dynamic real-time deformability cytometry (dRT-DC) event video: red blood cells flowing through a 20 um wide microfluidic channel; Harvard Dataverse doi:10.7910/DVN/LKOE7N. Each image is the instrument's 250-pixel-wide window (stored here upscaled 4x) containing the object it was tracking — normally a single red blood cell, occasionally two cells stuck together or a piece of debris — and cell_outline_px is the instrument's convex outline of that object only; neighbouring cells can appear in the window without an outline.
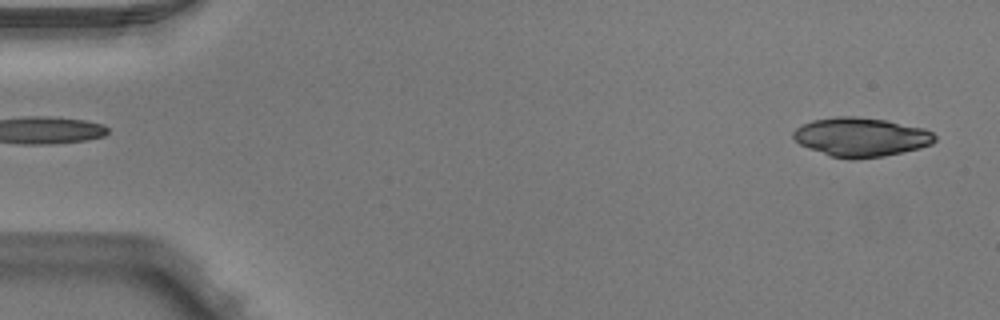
{"species": "Egyptian fruit bat (a non-hibernating species)", "species_latin": "Rousettus aegyptiacus", "temperature_condition": "warm", "stored_images_in_passage": 5, "segment_of_instrument_passage": [2, 2], "camera_frame_rate_fps": 3000, "um_per_image_px": 0.085, "animal": {"sex": "male"}, "frame": {"image": 1, "passage_image": 5, "time_ms": 1.333, "image_size_px": [1000, 320], "cell_outline_px": [[936, 140], [932, 144], [920, 148], [884, 156], [852, 160], [832, 156], [808, 148], [800, 144], [792, 136], [792, 132], [796, 128], [812, 120], [836, 116], [856, 116], [888, 120], [924, 128], [932, 132], [936, 136]], "centroid_in_image_um": [73.2, 11.64], "position_along_channel_um": 11.8, "area_um2": 32.31}}